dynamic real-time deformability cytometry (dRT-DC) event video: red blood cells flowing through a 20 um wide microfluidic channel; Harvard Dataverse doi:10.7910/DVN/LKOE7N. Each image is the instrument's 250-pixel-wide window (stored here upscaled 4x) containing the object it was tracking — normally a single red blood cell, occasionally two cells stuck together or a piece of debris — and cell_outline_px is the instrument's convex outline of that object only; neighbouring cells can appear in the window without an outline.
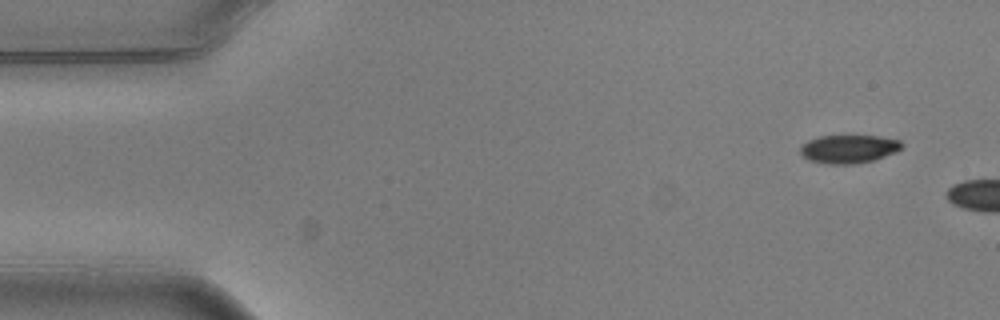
{"species": "common noctule bat (a hibernating species)", "species_latin": "Nyctalus noctula", "temperature_condition": "warm", "stored_images_in_passage": 2, "camera_frame_rate_fps": 3000, "um_per_image_px": 0.085, "animal": {"sex": "male", "body_mass_g": 20.5, "forearm_length_mm": 52.5}, "frame": {"image": 1, "passage_image": 1, "time_ms": 0.0, "image_size_px": [1000, 320], "cell_outline_px": [[904, 144], [896, 152], [872, 160], [852, 164], [828, 164], [808, 160], [800, 152], [800, 144], [808, 140], [820, 136], [880, 136], [900, 140]], "centroid_in_image_um": [72.12, 12.65], "position_along_channel_um": 12.9, "area_um2": 16.7}}